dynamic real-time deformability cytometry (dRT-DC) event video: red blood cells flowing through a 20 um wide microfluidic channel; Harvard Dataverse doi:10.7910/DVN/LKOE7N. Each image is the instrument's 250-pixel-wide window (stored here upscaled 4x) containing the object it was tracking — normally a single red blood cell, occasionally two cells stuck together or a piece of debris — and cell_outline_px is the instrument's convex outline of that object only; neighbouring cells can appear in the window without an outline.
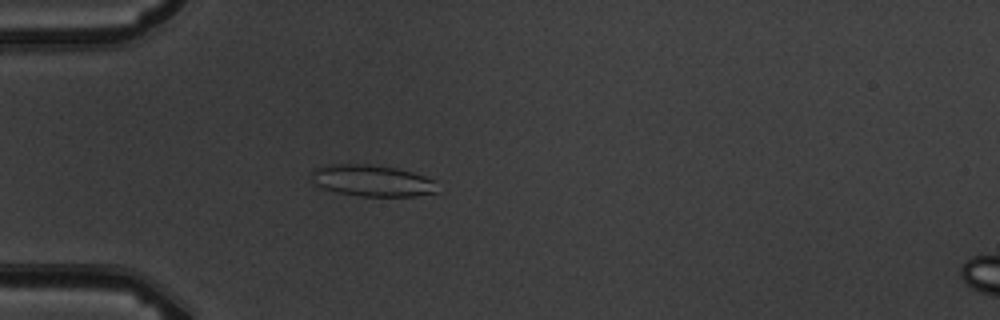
{"species": "common noctule bat (a hibernating species)", "species_latin": "Nyctalus noctula", "temperature_condition": "warm", "stored_images_in_passage": 5, "camera_frame_rate_fps": 3000, "um_per_image_px": 0.085, "animal": {"sex": "male", "body_mass_g": 19.5, "forearm_length_mm": 54.6}, "frame": {"image": 1, "passage_image": 5, "time_ms": 4.667, "image_size_px": [1000, 320], "cell_outline_px": [[440, 192], [412, 196], [360, 196], [340, 192], [324, 188], [316, 184], [312, 180], [312, 168], [328, 164], [368, 164], [396, 168], [412, 172], [424, 176], [432, 180]], "centroid_in_image_um": [31.62, 15.34], "position_along_channel_um": 53.4, "area_um2": 22.95}}